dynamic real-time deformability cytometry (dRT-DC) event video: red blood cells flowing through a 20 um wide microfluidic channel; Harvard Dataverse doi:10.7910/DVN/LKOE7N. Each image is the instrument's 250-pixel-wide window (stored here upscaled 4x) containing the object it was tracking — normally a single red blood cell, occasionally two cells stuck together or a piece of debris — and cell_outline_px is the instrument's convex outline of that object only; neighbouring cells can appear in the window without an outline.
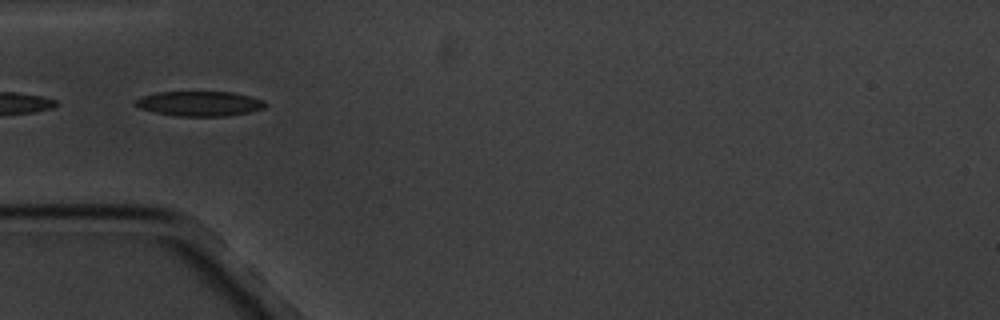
{"species": "common noctule bat (a hibernating species)", "species_latin": "Nyctalus noctula", "temperature_condition": "cold", "stored_images_in_passage": 12, "camera_frame_rate_fps": 3000, "um_per_image_px": 0.085, "animal": {"sex": "male", "body_mass_g": 20.1, "forearm_length_mm": 53.5}, "frame": {"image": 1, "passage_image": 1, "time_ms": 0.0, "image_size_px": [1000, 320], "cell_outline_px": [[268, 104], [264, 108], [248, 112], [224, 116], [172, 116], [136, 108], [132, 104], [132, 100], [156, 92], [232, 92], [264, 100]], "centroid_in_image_um": [16.88, 8.81], "position_along_channel_um": 68.1, "area_um2": 19.02}}
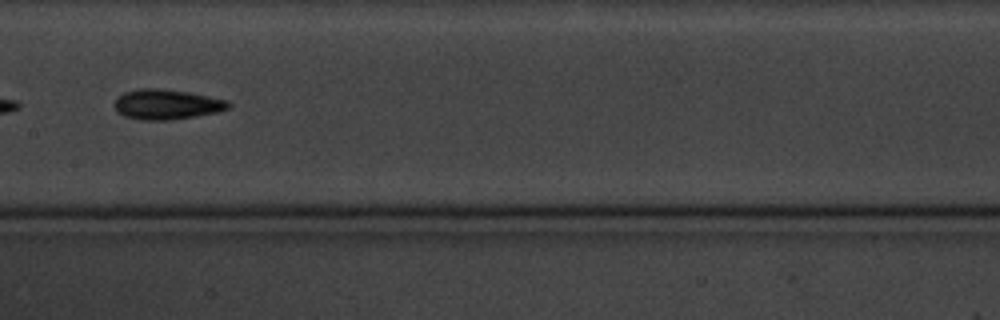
{"frame": {"image": 2, "passage_image": 4, "time_ms": 3.667, "image_size_px": [1000, 320], "cell_outline_px": [[232, 104], [228, 108], [220, 112], [172, 120], [140, 120], [124, 116], [112, 104], [116, 96], [124, 92], [140, 88], [160, 88], [188, 92], [228, 100]], "centroid_in_image_um": [14.16, 8.87], "position_along_channel_um": 193.2, "area_um2": 20.23}}
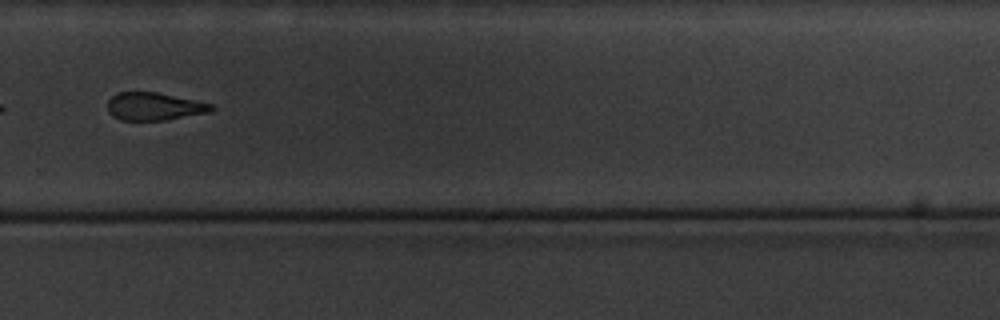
{"frame": {"image": 3, "passage_image": 7, "time_ms": 7.333, "image_size_px": [1000, 320], "cell_outline_px": [[216, 108], [208, 112], [164, 120], [120, 120], [112, 116], [108, 112], [108, 100], [112, 96], [120, 92], [156, 92], [196, 100], [212, 104]], "centroid_in_image_um": [13.09, 9.04], "position_along_channel_um": 316.7, "area_um2": 16.7}, "authors_computed_cell_mechanics": {"area_um2": 17.8891, "velocity_mm_per_s": 3.3834, "shape_relaxation_time_tau1_ms": 2.201, "shape_relaxation_time_tau2_ms": 5.8878, "deformation_change_tau1": 0.0903, "deformation_change_tau2": 0.1534}}